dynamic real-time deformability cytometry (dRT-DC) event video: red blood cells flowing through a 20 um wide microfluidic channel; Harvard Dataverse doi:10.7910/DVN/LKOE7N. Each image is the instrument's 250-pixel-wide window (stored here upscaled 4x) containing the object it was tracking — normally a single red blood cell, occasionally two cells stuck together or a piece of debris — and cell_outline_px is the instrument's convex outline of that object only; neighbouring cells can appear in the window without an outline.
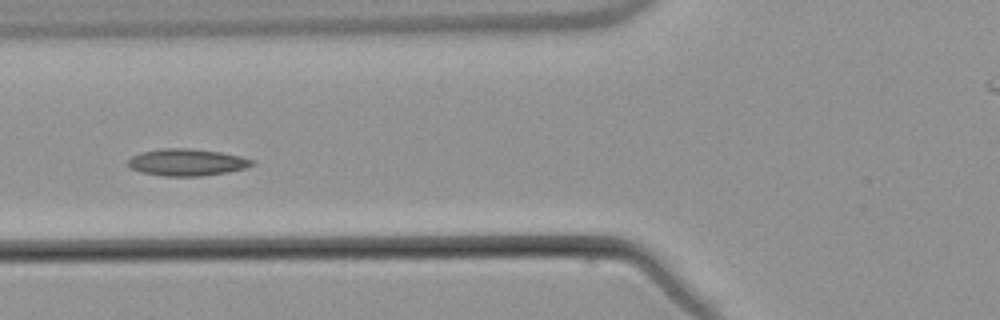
{"species": "common noctule bat (a hibernating species)", "species_latin": "Nyctalus noctula", "temperature_condition": "warm", "stored_images_in_passage": 7, "camera_frame_rate_fps": 3000, "um_per_image_px": 0.085, "animal": {"sex": "male", "body_mass_g": 21.5, "forearm_length_mm": 52.0}, "frame": {"image": 1, "passage_image": 7, "time_ms": 7.333, "image_size_px": [1000, 320], "cell_outline_px": [[256, 164], [244, 168], [228, 172], [204, 176], [164, 176], [140, 172], [128, 168], [124, 164], [132, 156], [140, 152], [160, 148], [188, 148], [220, 152], [240, 156], [256, 160]], "centroid_in_image_um": [15.85, 13.8], "position_along_channel_um": 110.0, "area_um2": 19.83}}